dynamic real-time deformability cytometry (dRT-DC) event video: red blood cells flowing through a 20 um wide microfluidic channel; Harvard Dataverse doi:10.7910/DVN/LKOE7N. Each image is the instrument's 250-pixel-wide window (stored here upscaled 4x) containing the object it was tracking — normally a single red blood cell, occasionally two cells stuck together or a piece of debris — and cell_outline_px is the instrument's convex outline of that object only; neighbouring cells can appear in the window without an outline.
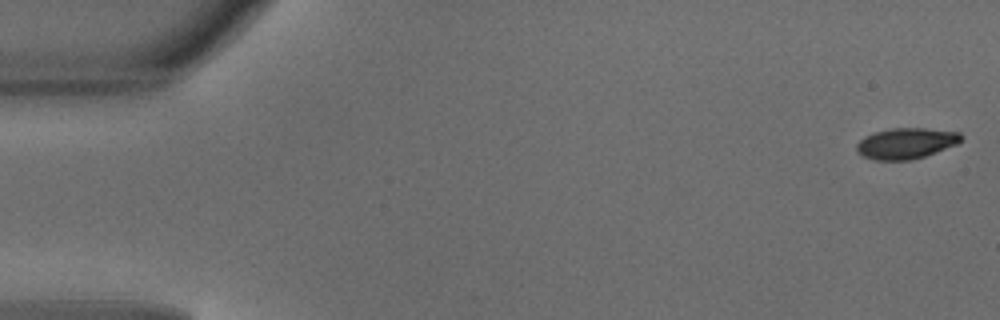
{"species": "common noctule bat (a hibernating species)", "species_latin": "Nyctalus noctula", "temperature_condition": "warm", "stored_images_in_passage": 44, "camera_frame_rate_fps": 3000, "um_per_image_px": 0.085, "animal": {"sex": "male", "body_mass_g": 18.8}, "frame": {"image": 1, "passage_image": 1, "time_ms": 0.0, "image_size_px": [1000, 320], "cell_outline_px": [[964, 136], [956, 144], [924, 156], [908, 160], [876, 160], [864, 156], [856, 152], [856, 144], [864, 136], [876, 132], [892, 128], [924, 128], [960, 132]], "centroid_in_image_um": [76.99, 12.17], "position_along_channel_um": 8.0, "area_um2": 18.61}}
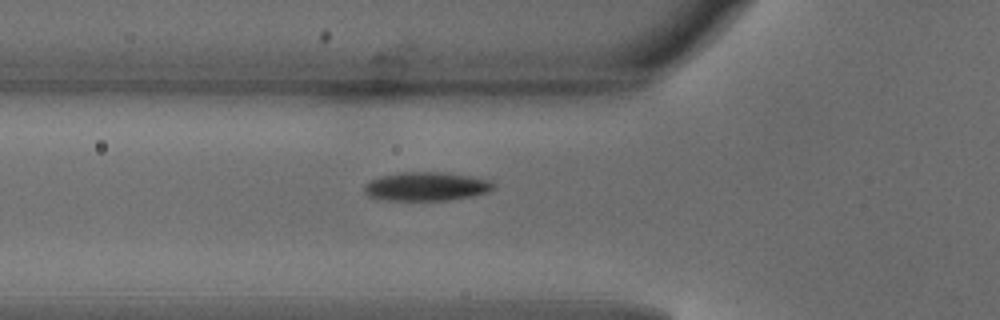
{"frame": {"image": 2, "passage_image": 17, "time_ms": 5.333, "image_size_px": [1000, 320], "cell_outline_px": [[496, 188], [488, 192], [472, 196], [452, 200], [384, 200], [368, 196], [364, 192], [364, 184], [368, 180], [380, 176], [400, 172], [440, 172], [468, 176], [488, 180], [496, 184]], "centroid_in_image_um": [36.21, 15.85], "position_along_channel_um": 89.6, "area_um2": 21.79}}
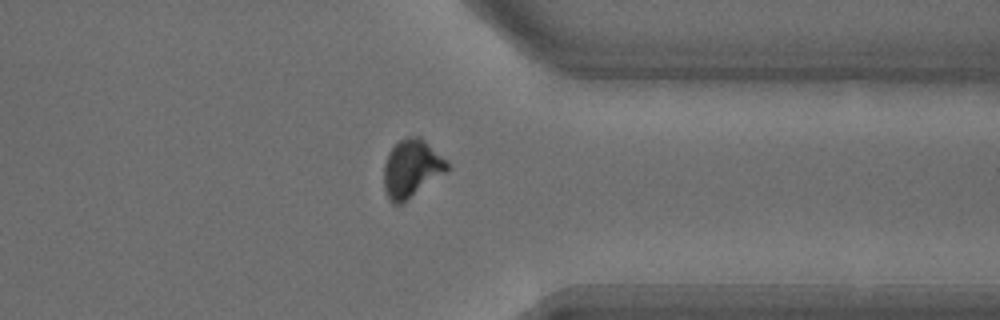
{"frame": {"image": 3, "passage_image": 38, "time_ms": 12.333, "image_size_px": [1000, 320], "cell_outline_px": [[452, 168], [400, 204], [392, 204], [384, 188], [384, 164], [388, 152], [400, 140], [408, 136], [420, 136], [448, 160]], "centroid_in_image_um": [35.01, 14.29], "position_along_channel_um": 376.4, "area_um2": 21.33}}